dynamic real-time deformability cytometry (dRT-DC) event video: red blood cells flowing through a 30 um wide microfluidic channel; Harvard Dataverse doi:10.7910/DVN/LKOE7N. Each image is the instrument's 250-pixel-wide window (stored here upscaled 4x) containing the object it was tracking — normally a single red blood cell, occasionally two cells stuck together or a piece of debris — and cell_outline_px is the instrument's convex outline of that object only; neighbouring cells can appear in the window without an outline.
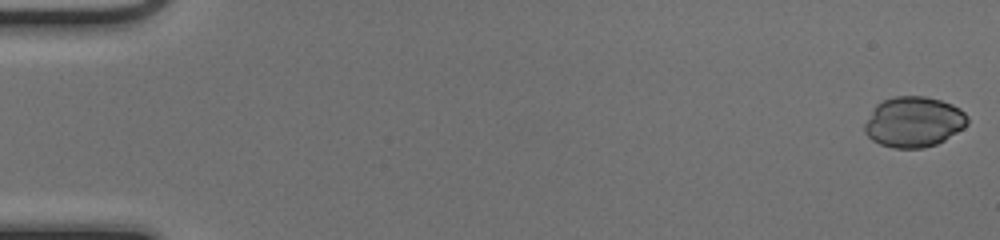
{"species": "common noctule bat (a hibernating species)", "species_latin": "Nyctalus noctula", "temperature_condition": "cold", "stored_images_in_passage": 50, "camera_frame_rate_fps": 3000, "um_per_image_px": 0.085, "animal": {"sex": "female", "body_mass_g": 17.0, "forearm_length_mm": 48.0}, "frame": {"image": 1, "passage_image": 1, "time_ms": 0.0, "image_size_px": [1000, 240], "cell_outline_px": [[968, 124], [964, 128], [944, 140], [936, 144], [924, 148], [892, 148], [880, 144], [872, 140], [864, 132], [864, 124], [876, 104], [884, 100], [896, 96], [924, 96], [940, 100], [952, 104], [960, 108], [968, 116]], "centroid_in_image_um": [77.67, 10.37], "position_along_channel_um": 7.3, "area_um2": 30.35}}
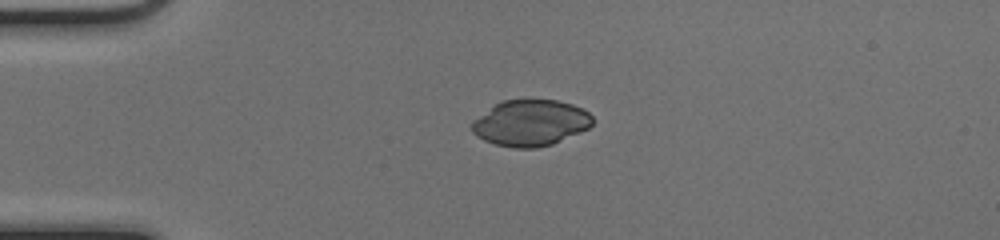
{"frame": {"image": 2, "passage_image": 13, "time_ms": 4.0, "image_size_px": [1000, 240], "cell_outline_px": [[592, 124], [588, 128], [580, 132], [552, 144], [536, 148], [516, 148], [496, 144], [484, 140], [476, 136], [472, 132], [472, 120], [496, 104], [504, 100], [556, 100], [572, 104], [584, 108], [592, 116]], "centroid_in_image_um": [45.1, 10.45], "position_along_channel_um": 39.9, "area_um2": 32.25}}
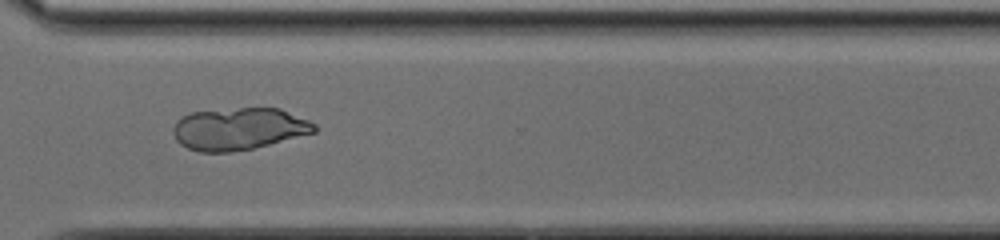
{"frame": {"image": 3, "passage_image": 38, "time_ms": 12.333, "image_size_px": [1000, 240], "cell_outline_px": [[316, 132], [252, 148], [228, 152], [200, 152], [188, 148], [180, 144], [176, 140], [172, 132], [172, 128], [176, 120], [192, 112], [240, 108], [280, 108], [308, 120], [316, 124]], "centroid_in_image_um": [20.28, 10.95], "position_along_channel_um": 350.3, "area_um2": 34.51}}